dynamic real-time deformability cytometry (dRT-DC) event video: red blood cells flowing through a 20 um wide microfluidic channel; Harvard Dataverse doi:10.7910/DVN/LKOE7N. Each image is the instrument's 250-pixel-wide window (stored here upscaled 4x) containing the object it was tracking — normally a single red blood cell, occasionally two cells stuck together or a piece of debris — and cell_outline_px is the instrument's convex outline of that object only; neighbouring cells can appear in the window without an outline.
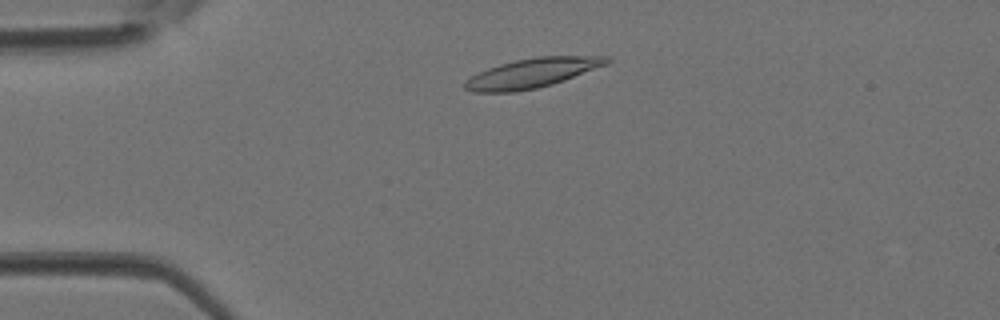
{"species": "Egyptian fruit bat (a non-hibernating species)", "species_latin": "Rousettus aegyptiacus", "temperature_condition": "room temperature", "stored_images_in_passage": 4, "camera_frame_rate_fps": 3000, "um_per_image_px": 0.085, "animal": {"sex": "female"}, "frame": {"image": 1, "passage_image": 4, "time_ms": 1.0, "image_size_px": [1000, 320], "cell_outline_px": [[612, 60], [608, 64], [564, 80], [552, 84], [536, 88], [516, 92], [472, 92], [464, 88], [464, 80], [488, 68], [500, 64], [516, 60], [536, 56], [612, 56]], "centroid_in_image_um": [45.25, 6.2], "position_along_channel_um": 39.7, "area_um2": 24.33}}